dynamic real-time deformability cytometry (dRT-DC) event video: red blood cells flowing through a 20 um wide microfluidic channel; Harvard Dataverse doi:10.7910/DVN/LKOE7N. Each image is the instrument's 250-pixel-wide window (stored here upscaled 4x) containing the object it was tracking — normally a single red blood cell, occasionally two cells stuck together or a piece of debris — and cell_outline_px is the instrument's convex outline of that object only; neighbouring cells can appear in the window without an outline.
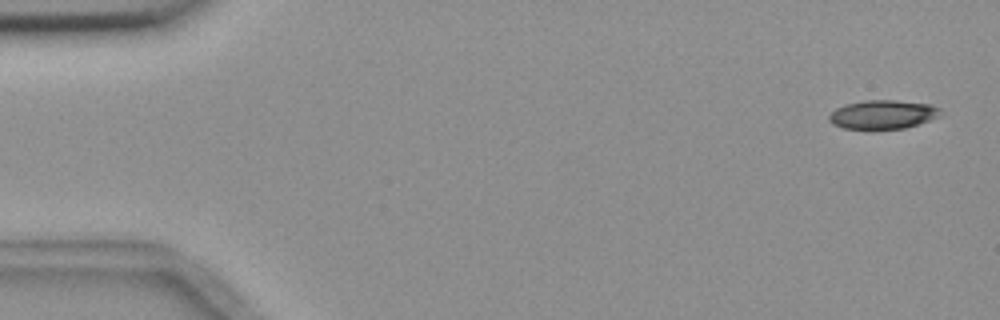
{"species": "common noctule bat (a hibernating species)", "species_latin": "Nyctalus noctula", "temperature_condition": "room temperature", "stored_images_in_passage": 5, "camera_frame_rate_fps": 3000, "um_per_image_px": 0.085, "animal": {"sex": "female", "body_mass_g": 18.4}, "frame": {"image": 1, "passage_image": 1, "time_ms": 0.0, "image_size_px": [1000, 320], "cell_outline_px": [[940, 116], [904, 128], [844, 128], [832, 124], [828, 120], [828, 116], [836, 108], [844, 104], [864, 100], [896, 100], [932, 104], [940, 108]], "centroid_in_image_um": [75.02, 9.71], "position_along_channel_um": 10.0, "area_um2": 18.55}}
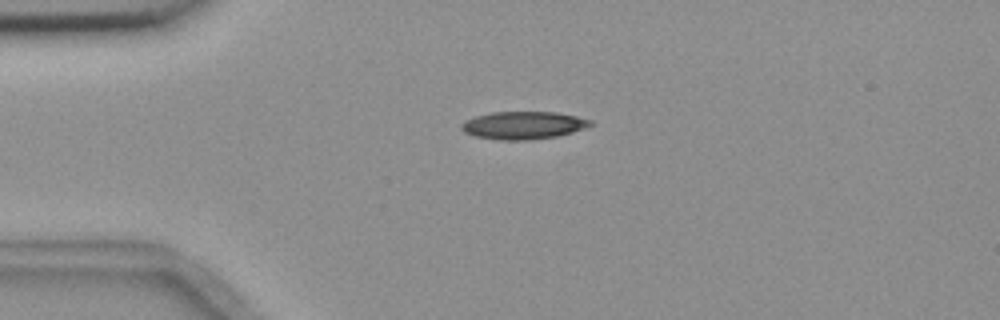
{"frame": {"image": 2, "passage_image": 3, "time_ms": 3.667, "image_size_px": [1000, 320], "cell_outline_px": [[592, 124], [584, 128], [572, 132], [556, 136], [528, 140], [500, 140], [476, 136], [464, 132], [460, 128], [460, 124], [464, 120], [476, 116], [492, 112], [556, 112], [576, 116], [592, 120]], "centroid_in_image_um": [44.45, 10.64], "position_along_channel_um": 40.6, "area_um2": 20.75}}